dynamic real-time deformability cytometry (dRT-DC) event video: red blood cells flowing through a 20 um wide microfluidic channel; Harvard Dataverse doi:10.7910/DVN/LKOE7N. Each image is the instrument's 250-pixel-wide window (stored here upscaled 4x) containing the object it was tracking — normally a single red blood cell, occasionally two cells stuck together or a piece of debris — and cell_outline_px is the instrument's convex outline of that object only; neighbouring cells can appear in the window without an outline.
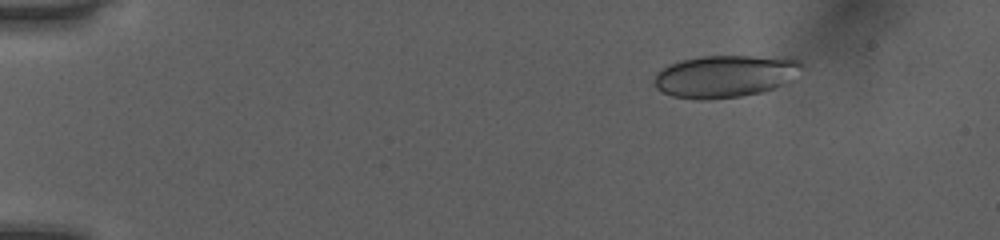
{"species": "human", "species_latin": "Homo sapiens", "temperature_condition": "room temperature", "stored_images_in_passage": 45, "camera_frame_rate_fps": 3000, "um_per_image_px": 0.085, "donor": {"sex": "female"}, "frame": {"image": 1, "passage_image": 1, "time_ms": 0.0, "image_size_px": [1000, 240], "cell_outline_px": [[804, 68], [780, 84], [764, 92], [740, 96], [704, 100], [696, 100], [672, 96], [656, 88], [652, 84], [652, 80], [656, 72], [660, 68], [668, 64], [680, 60], [704, 56], [792, 56], [800, 60], [804, 64]], "centroid_in_image_um": [61.59, 6.45], "position_along_channel_um": 23.4, "area_um2": 36.82}}
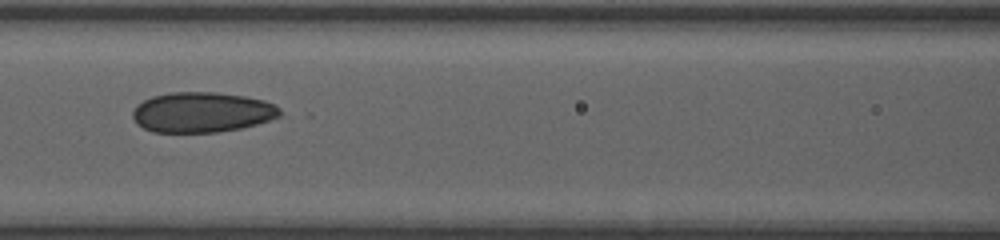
{"frame": {"image": 2, "passage_image": 18, "time_ms": 5.667, "image_size_px": [1000, 240], "cell_outline_px": [[280, 116], [256, 124], [240, 128], [216, 132], [152, 132], [136, 124], [132, 116], [132, 112], [136, 104], [152, 96], [172, 92], [216, 92], [244, 96], [264, 100], [276, 104], [280, 108]], "centroid_in_image_um": [17.14, 9.53], "position_along_channel_um": 149.5, "area_um2": 34.62}}
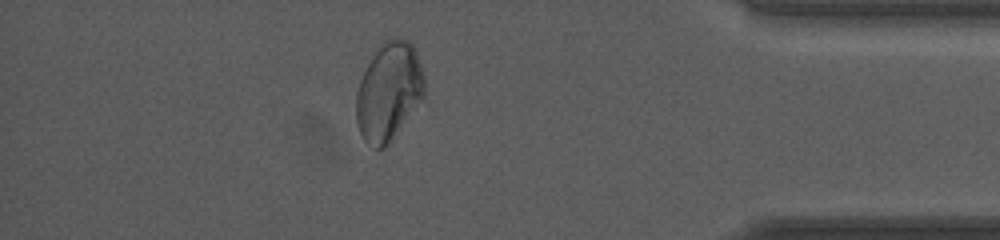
{"frame": {"image": 3, "passage_image": 39, "time_ms": 12.667, "image_size_px": [1000, 240], "cell_outline_px": [[424, 96], [384, 148], [376, 148], [364, 140], [360, 136], [356, 124], [356, 92], [360, 80], [380, 40], [388, 36], [396, 36], [408, 40], [416, 48], [424, 76]], "centroid_in_image_um": [33.03, 7.69], "position_along_channel_um": 402.2, "area_um2": 39.19}, "authors_computed_cell_mechanics": {"area_um2": 35.258, "velocity_mm_per_s": 4.0527, "shape_relaxation_time_tau1_ms": null, "shape_relaxation_time_tau2_ms": 1.3698, "deformation_change_tau1": null, "deformation_change_tau2": 0.0657}}